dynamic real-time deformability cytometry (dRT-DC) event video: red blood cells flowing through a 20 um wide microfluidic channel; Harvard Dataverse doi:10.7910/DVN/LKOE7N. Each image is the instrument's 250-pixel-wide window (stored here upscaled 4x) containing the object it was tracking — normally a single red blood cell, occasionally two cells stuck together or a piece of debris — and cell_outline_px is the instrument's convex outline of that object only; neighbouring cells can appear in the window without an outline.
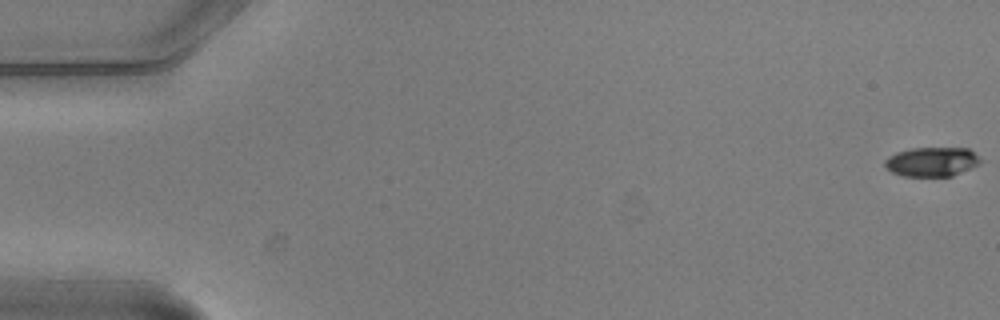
{"species": "common noctule bat (a hibernating species)", "species_latin": "Nyctalus noctula", "temperature_condition": "warm", "stored_images_in_passage": 8, "camera_frame_rate_fps": 3000, "um_per_image_px": 0.085, "animal": {"sex": "male", "body_mass_g": 20.5, "forearm_length_mm": 52.5}, "frame": {"image": 1, "passage_image": 1, "time_ms": 0.0, "image_size_px": [1000, 320], "cell_outline_px": [[980, 164], [972, 168], [952, 176], [904, 176], [892, 172], [884, 164], [884, 160], [888, 156], [896, 152], [912, 148], [968, 148], [980, 160]], "centroid_in_image_um": [79.19, 13.75], "position_along_channel_um": 5.8, "area_um2": 16.24}}
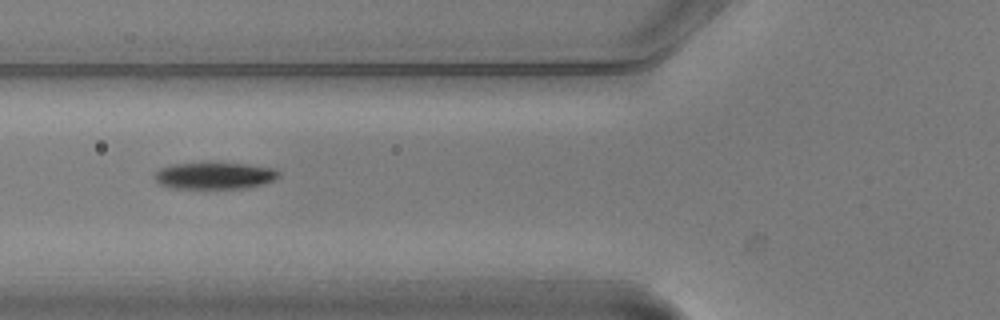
{"frame": {"image": 2, "passage_image": 7, "time_ms": 2.0, "image_size_px": [1000, 320], "cell_outline_px": [[280, 176], [272, 180], [260, 184], [244, 188], [172, 188], [160, 184], [152, 176], [160, 168], [172, 164], [244, 164], [276, 168], [280, 172]], "centroid_in_image_um": [18.23, 14.94], "position_along_channel_um": 107.6, "area_um2": 18.96}}
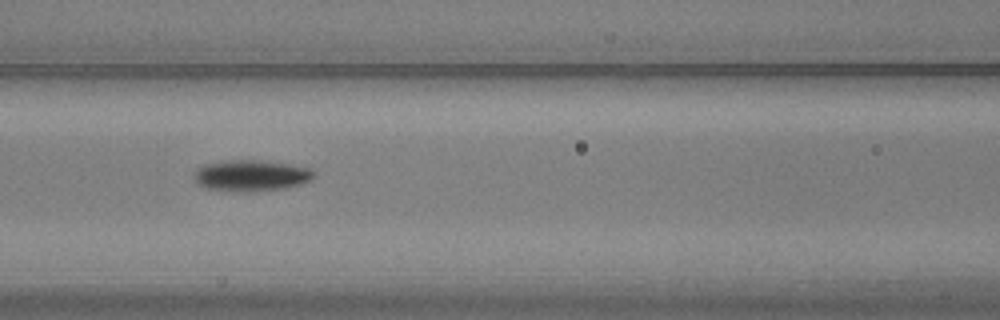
{"frame": {"image": 3, "passage_image": 8, "time_ms": 2.333, "image_size_px": [1000, 320], "cell_outline_px": [[316, 172], [312, 180], [300, 184], [284, 188], [240, 192], [228, 192], [204, 188], [196, 184], [196, 172], [204, 164], [232, 160], [256, 160], [284, 164], [308, 168]], "centroid_in_image_um": [21.33, 14.94], "position_along_channel_um": 145.3, "area_um2": 21.5}}